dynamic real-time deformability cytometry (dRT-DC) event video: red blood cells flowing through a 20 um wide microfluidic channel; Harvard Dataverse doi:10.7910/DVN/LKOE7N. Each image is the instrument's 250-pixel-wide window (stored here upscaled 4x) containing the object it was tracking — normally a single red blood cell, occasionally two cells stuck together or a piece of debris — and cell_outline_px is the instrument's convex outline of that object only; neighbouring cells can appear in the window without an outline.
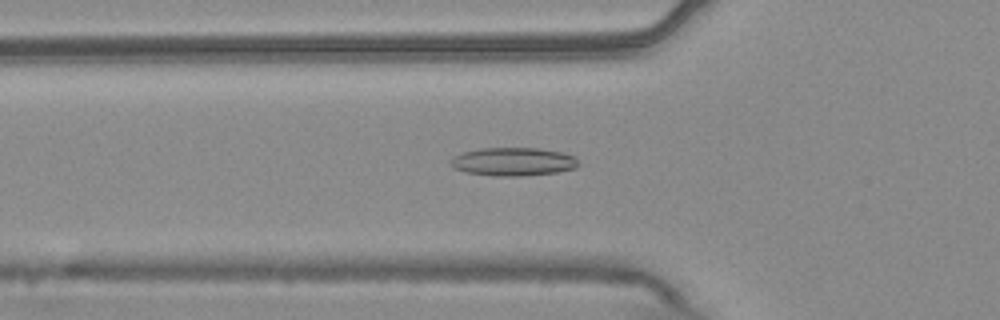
{"species": "common noctule bat (a hibernating species)", "species_latin": "Nyctalus noctula", "temperature_condition": "warm", "stored_images_in_passage": 50, "camera_frame_rate_fps": 3000, "um_per_image_px": 0.085, "animal": {"sex": "male", "body_mass_g": 20.4}, "frame": {"image": 1, "passage_image": 19, "time_ms": 6.0, "image_size_px": [1000, 320], "cell_outline_px": [[580, 164], [576, 168], [556, 172], [524, 176], [492, 176], [468, 172], [452, 168], [448, 164], [448, 160], [452, 156], [464, 152], [480, 148], [540, 148], [564, 152], [576, 156]], "centroid_in_image_um": [43.62, 13.74], "position_along_channel_um": 82.2, "area_um2": 21.5}}
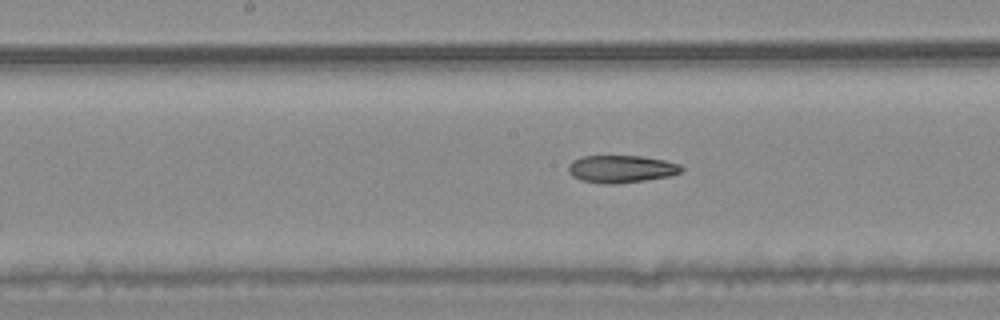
{"frame": {"image": 2, "passage_image": 28, "time_ms": 9.0, "image_size_px": [1000, 320], "cell_outline_px": [[684, 172], [668, 176], [644, 180], [616, 184], [604, 184], [580, 180], [572, 176], [568, 172], [568, 164], [572, 160], [580, 156], [640, 156], [664, 160], [680, 164], [684, 168]], "centroid_in_image_um": [52.79, 14.36], "position_along_channel_um": 195.4, "area_um2": 18.26}}
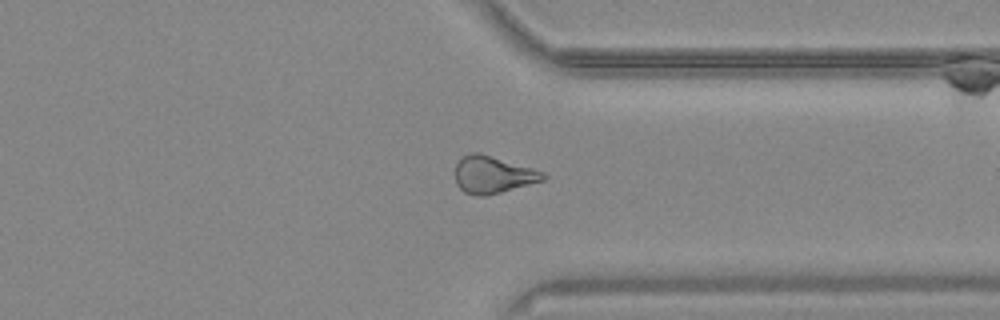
{"frame": {"image": 3, "passage_image": 42, "time_ms": 13.667, "image_size_px": [1000, 320], "cell_outline_px": [[548, 176], [544, 180], [488, 196], [480, 196], [464, 192], [456, 184], [456, 164], [460, 156], [472, 152], [480, 152], [532, 168], [544, 172]], "centroid_in_image_um": [41.89, 14.84], "position_along_channel_um": 369.5, "area_um2": 19.19}, "authors_computed_cell_mechanics": {"area_um2": 19.4786, "velocity_mm_per_s": 3.7457, "shape_relaxation_time_tau1_ms": null, "shape_relaxation_time_tau2_ms": 10.3855, "deformation_change_tau1": null, "deformation_change_tau2": 0.2237}}